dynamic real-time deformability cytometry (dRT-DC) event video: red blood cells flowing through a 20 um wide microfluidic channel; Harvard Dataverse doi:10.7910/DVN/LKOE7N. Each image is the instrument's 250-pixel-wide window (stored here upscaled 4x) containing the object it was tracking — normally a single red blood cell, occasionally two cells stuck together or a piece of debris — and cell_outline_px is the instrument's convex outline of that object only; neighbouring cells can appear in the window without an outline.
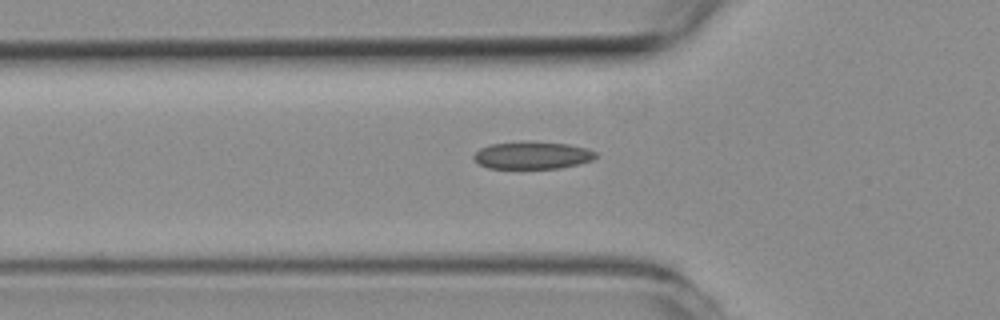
{"species": "common noctule bat (a hibernating species)", "species_latin": "Nyctalus noctula", "temperature_condition": "room temperature", "stored_images_in_passage": 34, "camera_frame_rate_fps": 3000, "um_per_image_px": 0.085, "animal": {"sex": "female", "body_mass_g": 19.3, "forearm_length_mm": 54.1}, "frame": {"image": 1, "passage_image": 2, "time_ms": 0.333, "image_size_px": [1000, 320], "cell_outline_px": [[596, 156], [592, 160], [580, 164], [560, 168], [488, 168], [472, 160], [472, 156], [480, 148], [488, 144], [568, 144], [588, 148], [596, 152]], "centroid_in_image_um": [45.25, 13.25], "position_along_channel_um": 80.5, "area_um2": 18.73}}
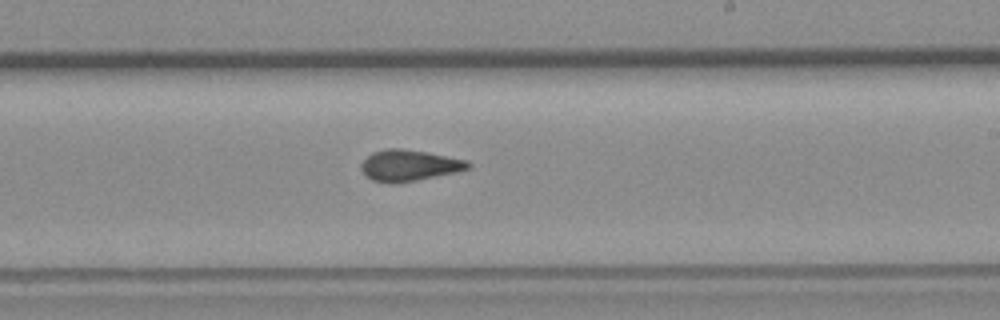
{"frame": {"image": 2, "passage_image": 15, "time_ms": 4.667, "image_size_px": [1000, 320], "cell_outline_px": [[472, 168], [456, 172], [396, 184], [392, 184], [372, 180], [360, 168], [360, 164], [372, 152], [388, 148], [400, 148], [424, 152], [468, 160], [472, 164]], "centroid_in_image_um": [34.79, 14.07], "position_along_channel_um": 254.2, "area_um2": 19.36}}
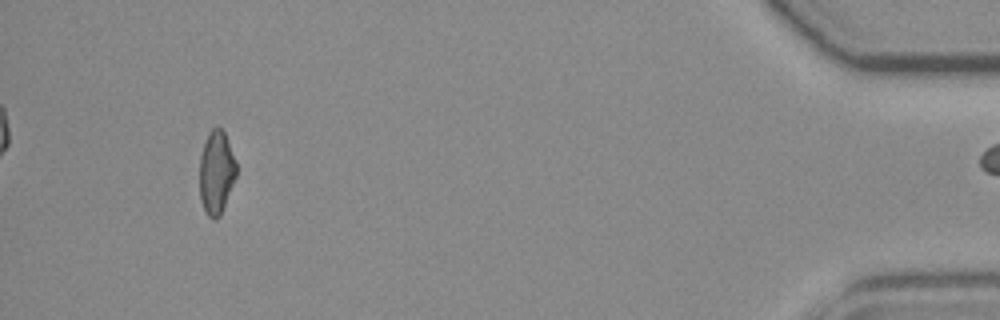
{"frame": {"image": 3, "passage_image": 33, "time_ms": 10.667, "image_size_px": [1000, 320], "cell_outline_px": [[236, 176], [220, 216], [216, 220], [212, 220], [208, 216], [200, 200], [200, 156], [208, 132], [212, 128], [220, 128], [224, 132], [236, 160]], "centroid_in_image_um": [18.39, 14.67], "position_along_channel_um": 416.8, "area_um2": 17.74}}